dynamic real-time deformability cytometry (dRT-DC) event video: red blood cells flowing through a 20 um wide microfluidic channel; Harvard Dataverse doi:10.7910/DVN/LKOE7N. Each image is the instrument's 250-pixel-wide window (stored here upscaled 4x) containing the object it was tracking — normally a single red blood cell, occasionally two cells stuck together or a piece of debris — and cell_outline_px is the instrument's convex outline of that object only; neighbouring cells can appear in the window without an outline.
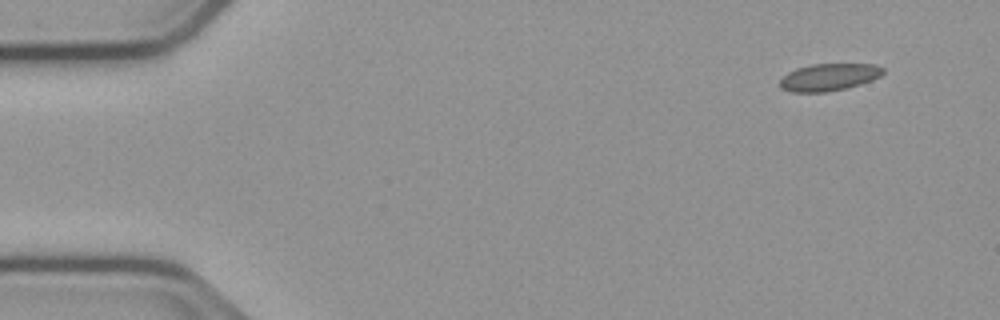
{"species": "common noctule bat (a hibernating species)", "species_latin": "Nyctalus noctula", "temperature_condition": "cold", "stored_images_in_passage": 51, "camera_frame_rate_fps": 3000, "um_per_image_px": 0.085, "animal": {"sex": "male", "body_mass_g": 23.1, "forearm_length_mm": 52.7}, "frame": {"image": 1, "passage_image": 1, "time_ms": 0.0, "image_size_px": [1000, 320], "cell_outline_px": [[884, 72], [880, 76], [872, 80], [860, 84], [844, 88], [824, 92], [792, 92], [780, 88], [780, 80], [788, 72], [796, 68], [812, 64], [872, 64], [884, 68]], "centroid_in_image_um": [70.44, 6.55], "position_along_channel_um": 14.6, "area_um2": 16.24}}
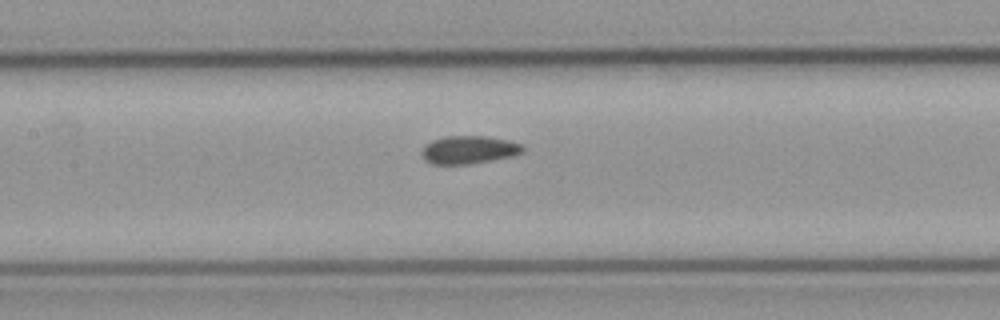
{"frame": {"image": 2, "passage_image": 22, "time_ms": 7.0, "image_size_px": [1000, 320], "cell_outline_px": [[524, 152], [516, 156], [468, 164], [432, 164], [424, 160], [420, 152], [432, 140], [444, 136], [488, 136], [508, 140], [520, 144], [524, 148]], "centroid_in_image_um": [39.87, 12.73], "position_along_channel_um": 167.5, "area_um2": 16.59}}
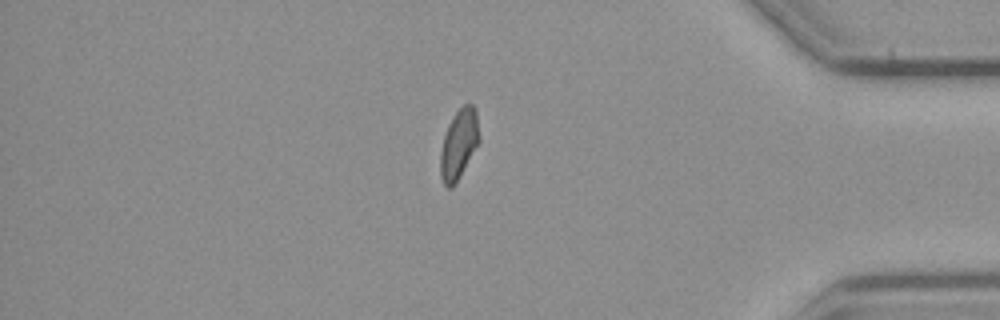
{"frame": {"image": 3, "passage_image": 43, "time_ms": 14.0, "image_size_px": [1000, 320], "cell_outline_px": [[480, 140], [452, 188], [448, 188], [444, 184], [440, 176], [440, 152], [444, 136], [448, 124], [452, 116], [464, 104], [472, 104], [476, 108]], "centroid_in_image_um": [38.99, 12.22], "position_along_channel_um": 396.2, "area_um2": 15.61}, "authors_computed_cell_mechanics": {"area_um2": 16.184, "velocity_mm_per_s": 3.7591, "shape_relaxation_time_tau1_ms": null, "shape_relaxation_time_tau2_ms": 2.3842, "deformation_change_tau1": null, "deformation_change_tau2": 0.0597}}